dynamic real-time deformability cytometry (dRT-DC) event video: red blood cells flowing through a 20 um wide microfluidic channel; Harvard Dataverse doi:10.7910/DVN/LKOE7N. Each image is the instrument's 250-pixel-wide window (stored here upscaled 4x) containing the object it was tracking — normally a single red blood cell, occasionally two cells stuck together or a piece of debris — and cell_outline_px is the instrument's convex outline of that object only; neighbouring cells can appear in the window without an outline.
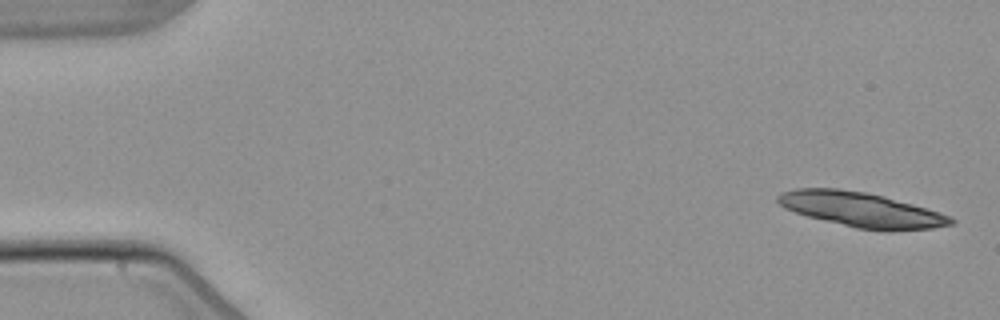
{"species": "common noctule bat (a hibernating species)", "species_latin": "Nyctalus noctula", "temperature_condition": "warm", "stored_images_in_passage": 5, "camera_frame_rate_fps": 3000, "um_per_image_px": 0.085, "animal": {"sex": "male", "body_mass_g": 21.5, "forearm_length_mm": 52.0}, "frame": {"image": 1, "passage_image": 1, "time_ms": 0.0, "image_size_px": [1000, 320], "cell_outline_px": [[956, 220], [952, 224], [932, 228], [856, 228], [808, 216], [784, 208], [776, 200], [776, 196], [780, 192], [796, 188], [836, 188], [864, 192], [884, 196], [912, 204], [948, 216]], "centroid_in_image_um": [73.08, 17.77], "position_along_channel_um": 11.9, "area_um2": 33.76}}